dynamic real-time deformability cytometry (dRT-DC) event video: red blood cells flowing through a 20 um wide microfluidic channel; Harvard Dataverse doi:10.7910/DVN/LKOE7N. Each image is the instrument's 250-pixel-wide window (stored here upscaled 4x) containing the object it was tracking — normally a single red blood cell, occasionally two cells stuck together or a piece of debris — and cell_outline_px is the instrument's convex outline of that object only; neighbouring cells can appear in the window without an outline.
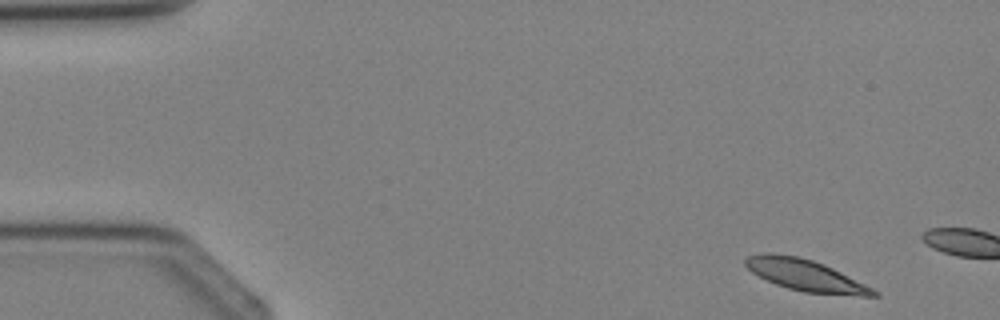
{"species": "Egyptian fruit bat (a non-hibernating species)", "species_latin": "Rousettus aegyptiacus", "temperature_condition": "cold", "stored_images_in_passage": 3, "camera_frame_rate_fps": 3000, "um_per_image_px": 0.085, "animal": {"sex": "female"}, "frame": {"image": 1, "passage_image": 1, "time_ms": 0.0, "image_size_px": [1000, 320], "cell_outline_px": [[880, 296], [860, 296], [804, 292], [788, 288], [776, 284], [752, 272], [744, 264], [744, 260], [748, 256], [764, 252], [772, 252], [800, 256], [824, 264], [880, 292]], "centroid_in_image_um": [68.46, 23.38], "position_along_channel_um": 16.5, "area_um2": 23.41}}